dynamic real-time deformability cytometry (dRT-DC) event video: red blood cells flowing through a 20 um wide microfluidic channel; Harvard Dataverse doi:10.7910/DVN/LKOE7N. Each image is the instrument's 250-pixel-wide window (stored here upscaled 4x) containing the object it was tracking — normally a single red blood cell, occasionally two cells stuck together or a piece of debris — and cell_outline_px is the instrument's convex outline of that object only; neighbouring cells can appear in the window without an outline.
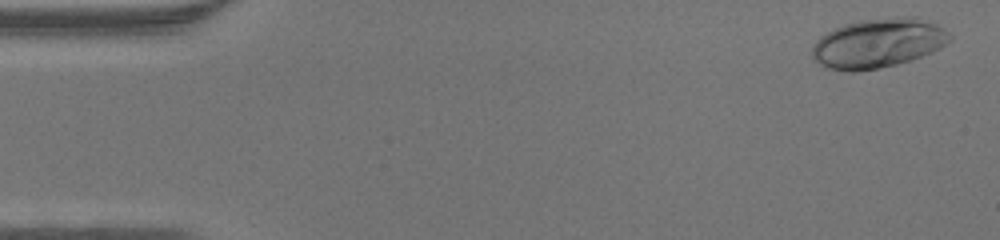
{"species": "human", "species_latin": "Homo sapiens", "temperature_condition": "warm", "stored_images_in_passage": 47, "camera_frame_rate_fps": 3000, "um_per_image_px": 0.085, "donor": {"sex": "male"}, "frame": {"image": 1, "passage_image": 2, "time_ms": 0.333, "image_size_px": [1000, 240], "cell_outline_px": [[952, 40], [940, 48], [932, 52], [896, 64], [856, 72], [848, 72], [824, 68], [812, 60], [812, 48], [816, 40], [820, 36], [844, 24], [860, 20], [908, 16], [916, 16], [936, 24], [952, 36]], "centroid_in_image_um": [74.6, 3.68], "position_along_channel_um": 10.4, "area_um2": 39.65}}
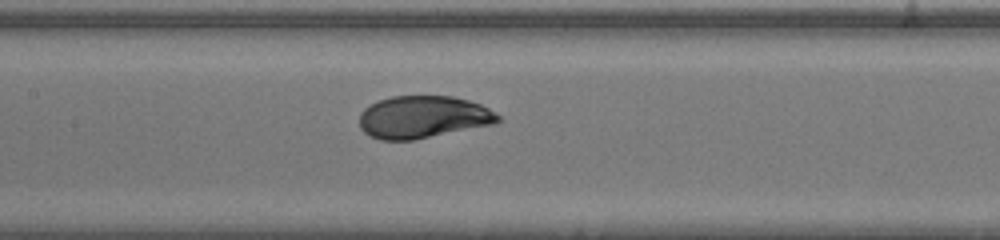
{"frame": {"image": 2, "passage_image": 22, "time_ms": 7.0, "image_size_px": [1000, 240], "cell_outline_px": [[500, 120], [496, 124], [412, 140], [380, 140], [368, 136], [360, 128], [360, 112], [364, 108], [380, 100], [392, 96], [452, 96], [468, 100], [480, 104], [496, 112], [500, 116]], "centroid_in_image_um": [35.96, 9.96], "position_along_channel_um": 171.4, "area_um2": 34.33}}
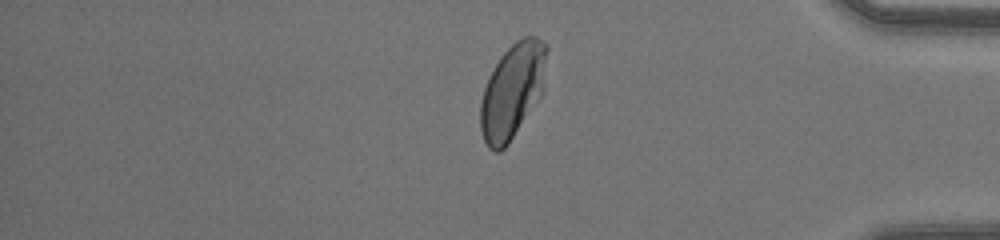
{"frame": {"image": 3, "passage_image": 39, "time_ms": 12.667, "image_size_px": [1000, 240], "cell_outline_px": [[548, 48], [544, 92], [508, 144], [500, 152], [492, 152], [488, 148], [484, 140], [480, 128], [480, 104], [484, 88], [488, 76], [500, 56], [516, 40], [524, 36], [536, 36], [548, 44]], "centroid_in_image_um": [43.58, 7.71], "position_along_channel_um": 391.6, "area_um2": 37.22}}